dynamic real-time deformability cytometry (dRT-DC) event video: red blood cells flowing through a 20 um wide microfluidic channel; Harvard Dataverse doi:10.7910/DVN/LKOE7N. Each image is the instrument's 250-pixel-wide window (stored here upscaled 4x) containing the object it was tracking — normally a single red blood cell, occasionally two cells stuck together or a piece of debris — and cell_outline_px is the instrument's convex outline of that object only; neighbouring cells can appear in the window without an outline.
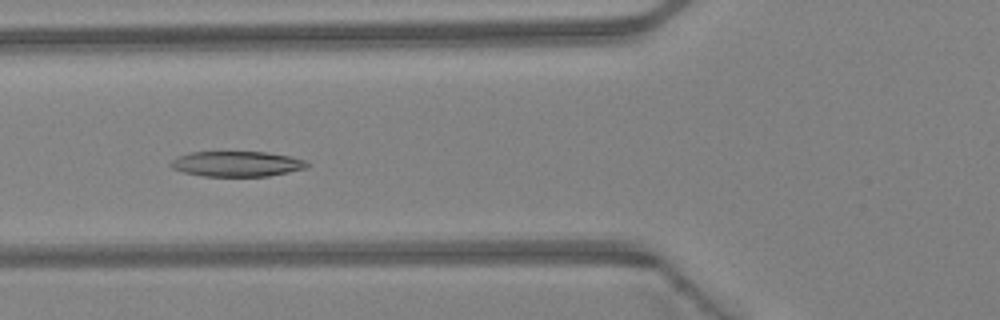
{"species": "Egyptian fruit bat (a non-hibernating species)", "species_latin": "Rousettus aegyptiacus", "temperature_condition": "warm", "stored_images_in_passage": 33, "camera_frame_rate_fps": 3000, "um_per_image_px": 0.085, "animal": {"sex": "female"}, "frame": {"image": 1, "passage_image": 5, "time_ms": 1.333, "image_size_px": [1000, 320], "cell_outline_px": [[312, 164], [308, 168], [268, 176], [204, 176], [184, 172], [172, 168], [168, 164], [176, 156], [188, 152], [264, 152], [288, 156], [304, 160]], "centroid_in_image_um": [20.12, 13.93], "position_along_channel_um": 105.7, "area_um2": 20.17}}
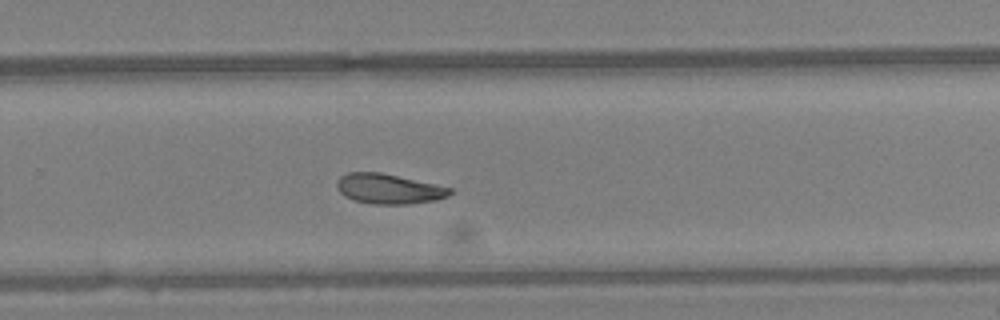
{"frame": {"image": 2, "passage_image": 18, "time_ms": 5.667, "image_size_px": [1000, 320], "cell_outline_px": [[452, 192], [448, 196], [436, 200], [408, 204], [372, 204], [352, 200], [344, 196], [336, 188], [336, 180], [340, 176], [348, 172], [380, 172], [436, 184], [452, 188]], "centroid_in_image_um": [33.01, 16.05], "position_along_channel_um": 296.8, "area_um2": 19.94}}
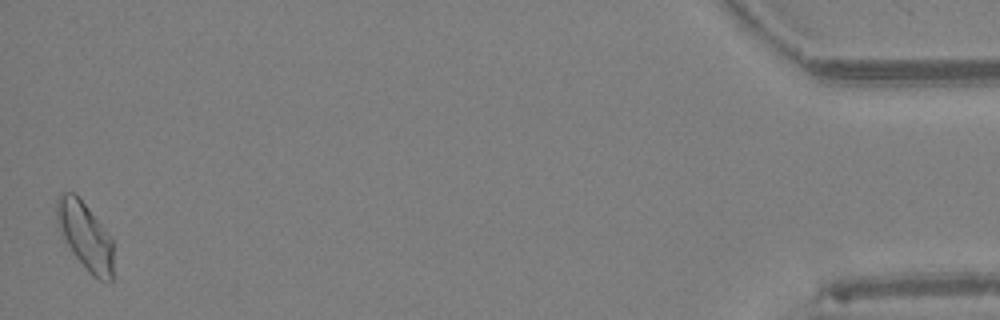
{"frame": {"image": 3, "passage_image": 33, "time_ms": 10.667, "image_size_px": [1000, 320], "cell_outline_px": [[112, 280], [100, 280], [92, 276], [88, 272], [72, 252], [64, 240], [56, 220], [56, 200], [64, 192], [72, 192], [84, 204], [100, 224], [112, 240]], "centroid_in_image_um": [7.21, 20.08], "position_along_channel_um": 428.0, "area_um2": 21.62}, "authors_computed_cell_mechanics": {"area_um2": 20.1722, "velocity_mm_per_s": 4.4247, "shape_relaxation_time_tau1_ms": 5.2981, "shape_relaxation_time_tau2_ms": null, "deformation_change_tau1": 0.1476, "deformation_change_tau2": null}}